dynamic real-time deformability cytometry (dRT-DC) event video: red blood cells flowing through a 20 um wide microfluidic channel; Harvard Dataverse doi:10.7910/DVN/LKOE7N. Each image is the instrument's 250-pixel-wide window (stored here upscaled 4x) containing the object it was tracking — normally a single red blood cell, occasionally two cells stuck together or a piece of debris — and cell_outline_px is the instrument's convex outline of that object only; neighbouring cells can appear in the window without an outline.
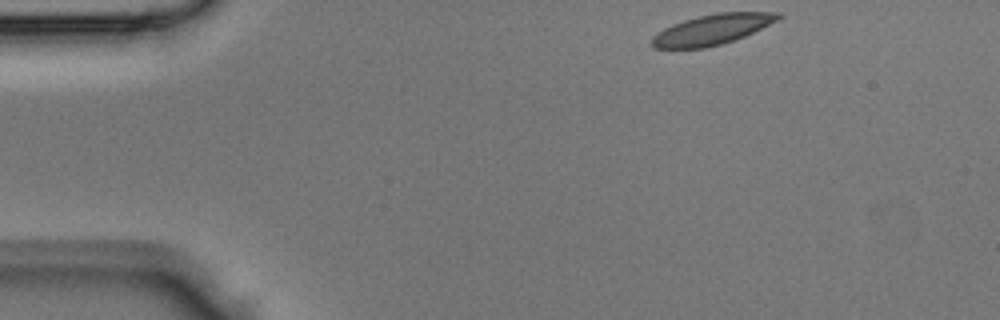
{"species": "Egyptian fruit bat (a non-hibernating species)", "species_latin": "Rousettus aegyptiacus", "temperature_condition": "room temperature", "stored_images_in_passage": 7, "camera_frame_rate_fps": 3000, "um_per_image_px": 0.085, "animal": {"sex": "male"}, "frame": {"image": 1, "passage_image": 1, "time_ms": 0.0, "image_size_px": [1000, 320], "cell_outline_px": [[784, 16], [744, 36], [720, 44], [704, 48], [652, 48], [648, 44], [652, 36], [664, 28], [672, 24], [684, 20], [716, 12], [780, 12]], "centroid_in_image_um": [60.47, 2.51], "position_along_channel_um": 24.5, "area_um2": 22.14}}